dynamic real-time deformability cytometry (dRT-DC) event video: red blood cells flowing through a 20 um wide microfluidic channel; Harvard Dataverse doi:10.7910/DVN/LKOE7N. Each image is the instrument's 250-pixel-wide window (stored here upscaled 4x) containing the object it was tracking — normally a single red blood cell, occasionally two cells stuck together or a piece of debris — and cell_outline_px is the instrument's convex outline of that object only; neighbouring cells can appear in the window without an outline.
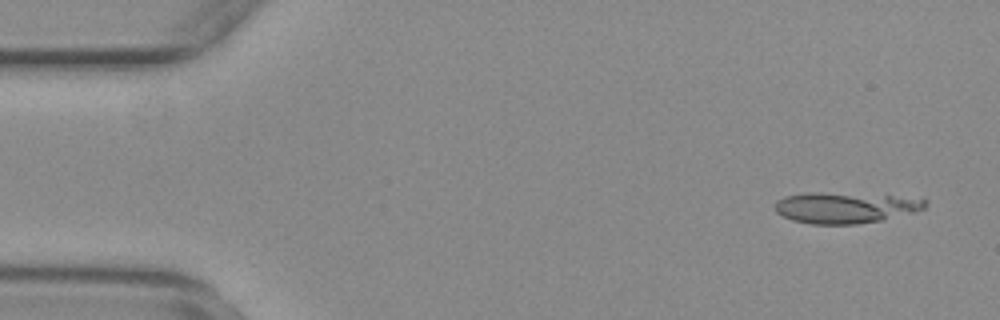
{"species": "common noctule bat (a hibernating species)", "species_latin": "Nyctalus noctula", "temperature_condition": "warm", "stored_images_in_passage": 8, "camera_frame_rate_fps": 3000, "um_per_image_px": 0.085, "animal": {"sex": "female", "body_mass_g": 29.2, "forearm_length_mm": 56.3}, "frame": {"image": 1, "passage_image": 3, "time_ms": 0.667, "image_size_px": [1000, 320], "cell_outline_px": [[928, 204], [924, 208], [912, 212], [880, 220], [856, 224], [812, 224], [792, 220], [776, 212], [776, 200], [784, 196], [804, 192], [820, 192], [924, 196], [928, 200]], "centroid_in_image_um": [71.93, 17.61], "position_along_channel_um": 13.1, "area_um2": 27.69}}